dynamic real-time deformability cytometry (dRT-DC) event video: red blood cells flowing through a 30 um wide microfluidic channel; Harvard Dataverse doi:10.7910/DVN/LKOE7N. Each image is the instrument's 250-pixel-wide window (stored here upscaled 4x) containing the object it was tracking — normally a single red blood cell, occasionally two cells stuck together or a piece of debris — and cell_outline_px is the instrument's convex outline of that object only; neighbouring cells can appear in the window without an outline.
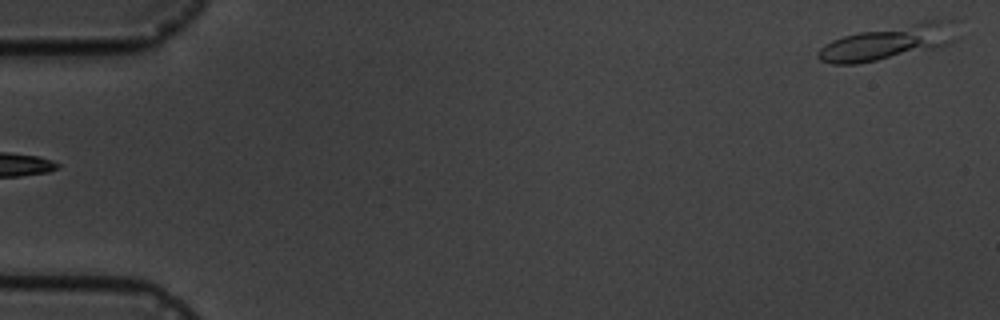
{"species": "common noctule bat (a hibernating species)", "species_latin": "Nyctalus noctula", "temperature_condition": "cold", "stored_images_in_passage": 5, "segment_of_instrument_passage": [2, 2], "camera_frame_rate_fps": 3000, "um_per_image_px": 0.085, "animal": {"sex": "male", "body_mass_g": 19.5, "forearm_length_mm": 54.6}, "frame": {"image": 1, "passage_image": 5, "time_ms": 4.667, "image_size_px": [1000, 320], "cell_outline_px": [[956, 40], [948, 44], [936, 48], [856, 64], [832, 64], [820, 60], [816, 56], [816, 52], [820, 48], [832, 40], [844, 36], [860, 32], [924, 20], [940, 20]], "centroid_in_image_um": [75.3, 3.64], "position_along_channel_um": 9.7, "area_um2": 26.65}}